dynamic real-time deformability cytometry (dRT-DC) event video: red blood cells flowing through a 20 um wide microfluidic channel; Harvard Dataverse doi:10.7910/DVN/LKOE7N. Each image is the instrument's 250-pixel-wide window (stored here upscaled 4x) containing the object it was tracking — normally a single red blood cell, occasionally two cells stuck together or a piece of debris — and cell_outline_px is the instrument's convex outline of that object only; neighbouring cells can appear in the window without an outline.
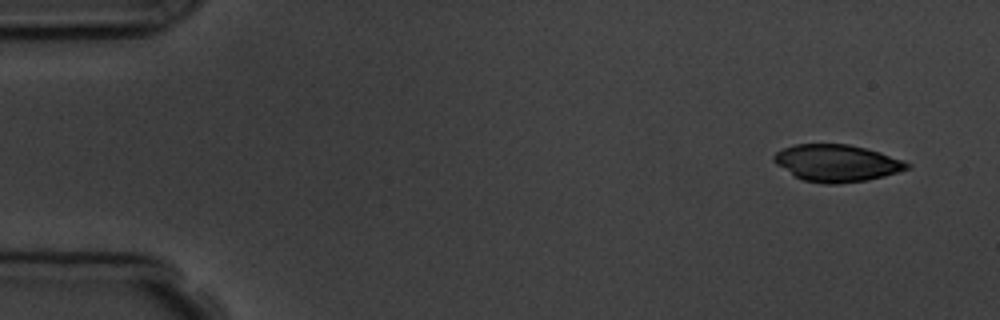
{"species": "common noctule bat (a hibernating species)", "species_latin": "Nyctalus noctula", "temperature_condition": "room temperature", "stored_images_in_passage": 4, "camera_frame_rate_fps": 3000, "um_per_image_px": 0.085, "animal": {"sex": "male", "body_mass_g": 19.5, "forearm_length_mm": 54.6}, "frame": {"image": 1, "passage_image": 4, "time_ms": 3.667, "image_size_px": [1000, 320], "cell_outline_px": [[912, 168], [884, 176], [868, 180], [836, 184], [824, 184], [804, 180], [796, 176], [776, 164], [772, 160], [772, 156], [776, 152], [784, 148], [796, 144], [848, 144], [880, 152], [904, 160], [912, 164]], "centroid_in_image_um": [71.16, 13.86], "position_along_channel_um": 13.8, "area_um2": 28.73}}